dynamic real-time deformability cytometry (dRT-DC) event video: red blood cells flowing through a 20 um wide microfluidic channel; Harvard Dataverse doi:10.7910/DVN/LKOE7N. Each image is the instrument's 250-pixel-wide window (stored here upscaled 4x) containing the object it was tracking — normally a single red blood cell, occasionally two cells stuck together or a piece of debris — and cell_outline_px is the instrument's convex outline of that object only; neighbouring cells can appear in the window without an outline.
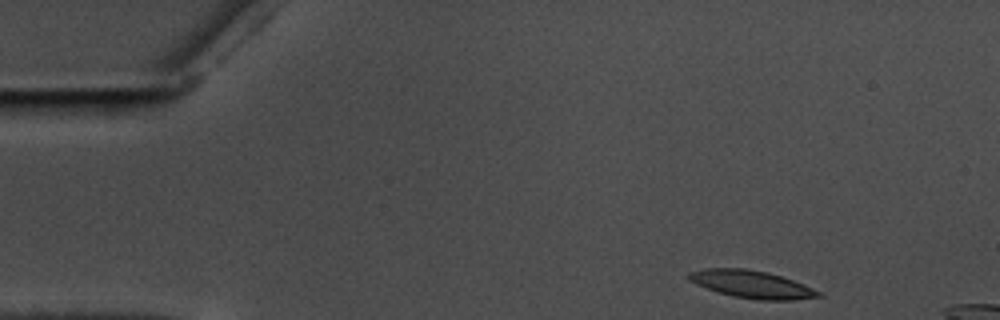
{"species": "common noctule bat (a hibernating species)", "species_latin": "Nyctalus noctula", "temperature_condition": "warm", "stored_images_in_passage": 10, "camera_frame_rate_fps": 3000, "um_per_image_px": 0.085, "animal": {"sex": "male", "body_mass_g": 17.5, "forearm_length_mm": 52.3}, "frame": {"image": 1, "passage_image": 1, "time_ms": 0.0, "image_size_px": [1000, 320], "cell_outline_px": [[824, 296], [792, 300], [760, 300], [732, 296], [696, 284], [688, 280], [688, 272], [704, 268], [744, 268], [768, 272], [804, 284], [824, 292]], "centroid_in_image_um": [63.94, 24.16], "position_along_channel_um": 21.1, "area_um2": 20.87}}